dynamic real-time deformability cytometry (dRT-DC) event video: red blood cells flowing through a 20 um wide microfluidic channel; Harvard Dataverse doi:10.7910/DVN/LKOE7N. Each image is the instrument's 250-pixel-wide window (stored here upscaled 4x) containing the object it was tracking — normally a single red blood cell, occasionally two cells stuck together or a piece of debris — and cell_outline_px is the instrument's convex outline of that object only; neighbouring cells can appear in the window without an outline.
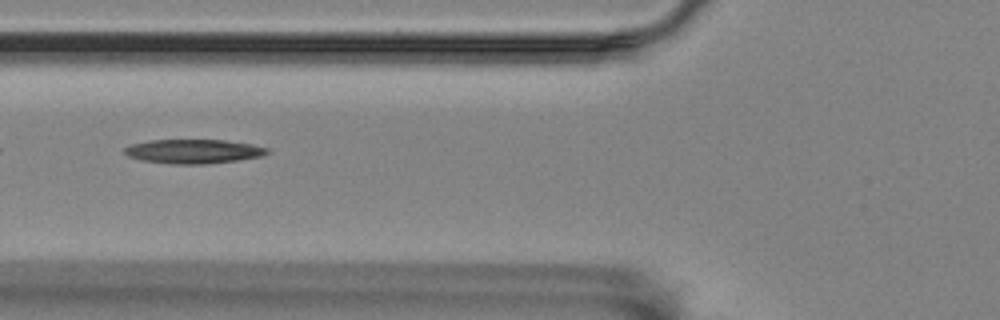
{"species": "Egyptian fruit bat (a non-hibernating species)", "species_latin": "Rousettus aegyptiacus", "temperature_condition": "room temperature", "stored_images_in_passage": 40, "segment_of_instrument_passage": [1, 2], "camera_frame_rate_fps": 3000, "um_per_image_px": 0.085, "animal": {"sex": "female"}, "frame": {"image": 1, "passage_image": 4, "time_ms": 1.0, "image_size_px": [1000, 320], "cell_outline_px": [[272, 152], [260, 156], [236, 160], [204, 164], [172, 164], [140, 160], [128, 156], [124, 152], [124, 148], [132, 144], [148, 140], [224, 140], [252, 144], [268, 148]], "centroid_in_image_um": [16.44, 12.86], "position_along_channel_um": 109.4, "area_um2": 20.06}}
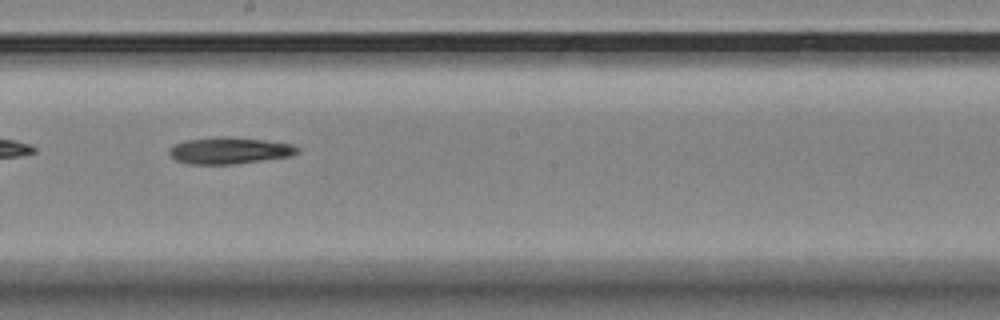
{"frame": {"image": 2, "passage_image": 14, "time_ms": 4.333, "image_size_px": [1000, 320], "cell_outline_px": [[300, 152], [292, 156], [232, 164], [188, 164], [176, 160], [168, 152], [168, 148], [184, 140], [216, 136], [228, 136], [264, 140], [292, 144], [300, 148]], "centroid_in_image_um": [19.5, 12.79], "position_along_channel_um": 228.7, "area_um2": 20.06}}
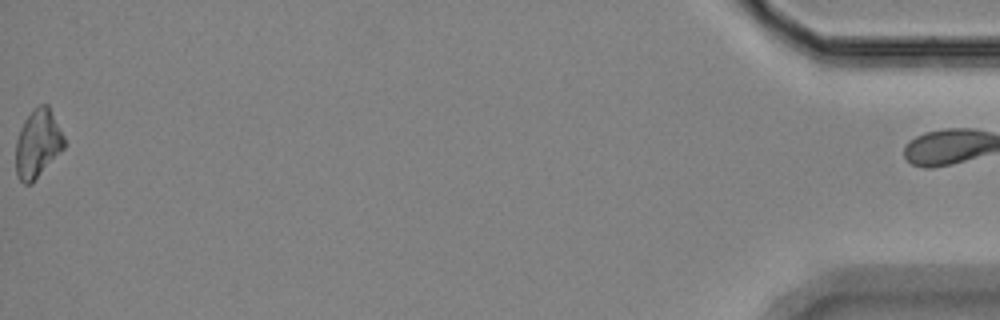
{"frame": {"image": 3, "passage_image": 39, "time_ms": 12.667, "image_size_px": [1000, 320], "cell_outline_px": [[64, 148], [32, 184], [24, 184], [20, 180], [16, 172], [16, 140], [20, 128], [24, 120], [32, 108], [40, 104], [48, 104], [64, 136]], "centroid_in_image_um": [3.2, 12.2], "position_along_channel_um": 432.0, "area_um2": 19.31}}